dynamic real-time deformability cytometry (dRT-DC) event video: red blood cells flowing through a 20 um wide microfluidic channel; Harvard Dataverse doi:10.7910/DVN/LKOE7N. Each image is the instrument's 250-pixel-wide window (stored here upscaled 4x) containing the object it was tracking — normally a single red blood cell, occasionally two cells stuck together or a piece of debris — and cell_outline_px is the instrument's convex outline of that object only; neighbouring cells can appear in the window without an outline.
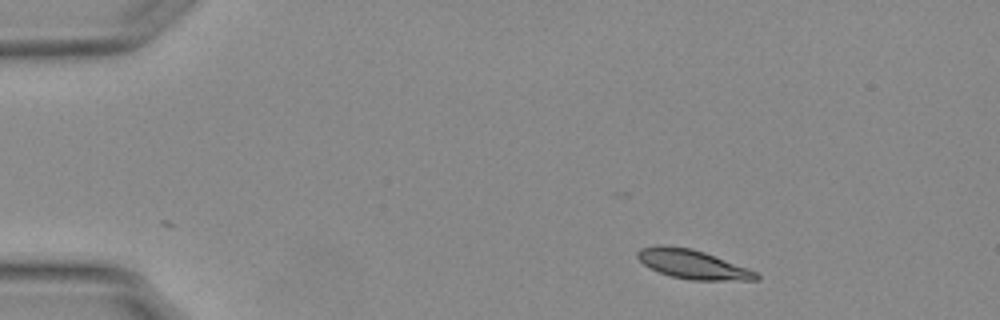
{"species": "Egyptian fruit bat (a non-hibernating species)", "species_latin": "Rousettus aegyptiacus", "temperature_condition": "warm", "stored_images_in_passage": 47, "camera_frame_rate_fps": 3000, "um_per_image_px": 0.085, "animal": {"sex": "female"}, "frame": {"image": 1, "passage_image": 1, "time_ms": 0.0, "image_size_px": [1000, 320], "cell_outline_px": [[760, 280], [692, 280], [672, 276], [660, 272], [644, 264], [636, 256], [636, 252], [640, 248], [692, 248], [704, 252], [748, 268], [756, 272], [760, 276]], "centroid_in_image_um": [58.97, 22.51], "position_along_channel_um": 26.0, "area_um2": 19.25}}
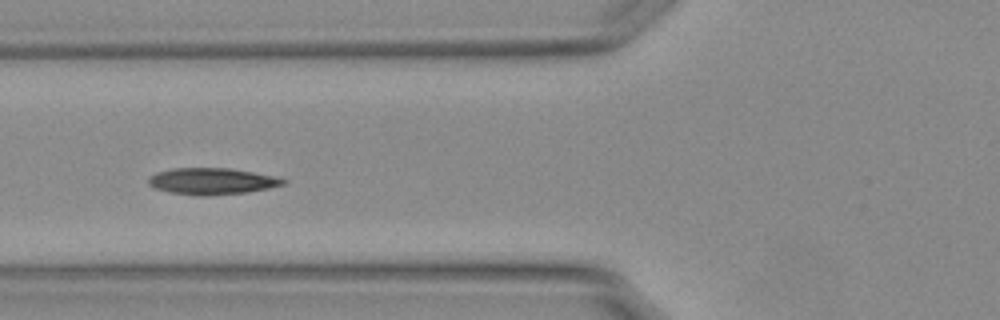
{"frame": {"image": 2, "passage_image": 14, "time_ms": 4.333, "image_size_px": [1000, 320], "cell_outline_px": [[288, 184], [248, 192], [212, 196], [196, 196], [172, 192], [152, 188], [148, 184], [148, 176], [156, 172], [172, 168], [228, 168], [276, 176], [288, 180]], "centroid_in_image_um": [18.01, 15.41], "position_along_channel_um": 107.8, "area_um2": 21.15}}
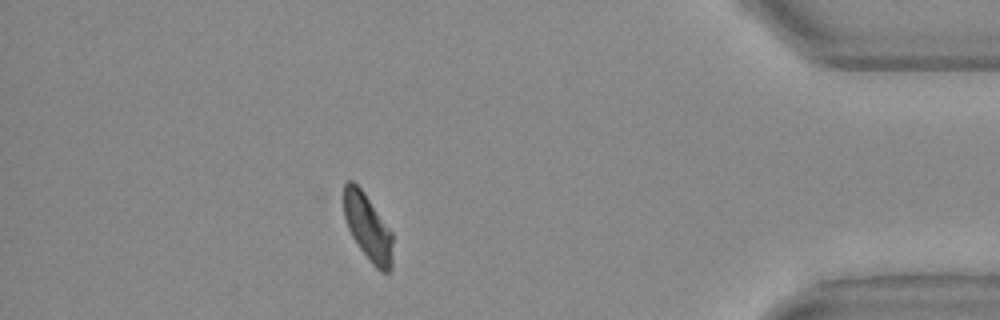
{"frame": {"image": 3, "passage_image": 41, "time_ms": 13.333, "image_size_px": [1000, 320], "cell_outline_px": [[392, 268], [388, 272], [380, 272], [372, 264], [360, 248], [352, 236], [348, 228], [344, 216], [344, 184], [348, 180], [352, 180], [364, 192], [392, 232]], "centroid_in_image_um": [31.27, 19.33], "position_along_channel_um": 403.9, "area_um2": 18.84}, "authors_computed_cell_mechanics": {"area_um2": 20.1722, "velocity_mm_per_s": 3.7598, "shape_relaxation_time_tau1_ms": 3.1316, "shape_relaxation_time_tau2_ms": 1.6067, "deformation_change_tau1": 0.1397, "deformation_change_tau2": 0.0568}}